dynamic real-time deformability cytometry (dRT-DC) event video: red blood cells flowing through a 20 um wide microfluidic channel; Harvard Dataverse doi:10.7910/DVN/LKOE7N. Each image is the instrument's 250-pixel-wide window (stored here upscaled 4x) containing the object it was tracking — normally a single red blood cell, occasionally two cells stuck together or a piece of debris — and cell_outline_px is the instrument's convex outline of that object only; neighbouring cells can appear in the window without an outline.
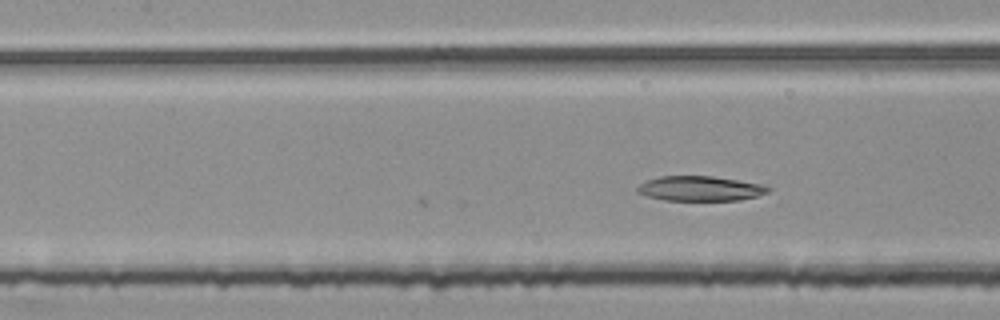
{"species": "common noctule bat (a hibernating species)", "species_latin": "Nyctalus noctula", "temperature_condition": "room temperature", "stored_images_in_passage": 11, "camera_frame_rate_fps": 3000, "um_per_image_px": 0.085, "animal": {"sex": "female", "body_mass_g": 25.1}, "frame": {"image": 1, "passage_image": 11, "time_ms": 3.333, "image_size_px": [1000, 320], "cell_outline_px": [[772, 188], [768, 192], [760, 196], [740, 200], [664, 200], [648, 196], [636, 192], [636, 188], [640, 184], [648, 180], [660, 176], [712, 176], [764, 184]], "centroid_in_image_um": [59.56, 16.02], "position_along_channel_um": 147.8, "area_um2": 19.02}}